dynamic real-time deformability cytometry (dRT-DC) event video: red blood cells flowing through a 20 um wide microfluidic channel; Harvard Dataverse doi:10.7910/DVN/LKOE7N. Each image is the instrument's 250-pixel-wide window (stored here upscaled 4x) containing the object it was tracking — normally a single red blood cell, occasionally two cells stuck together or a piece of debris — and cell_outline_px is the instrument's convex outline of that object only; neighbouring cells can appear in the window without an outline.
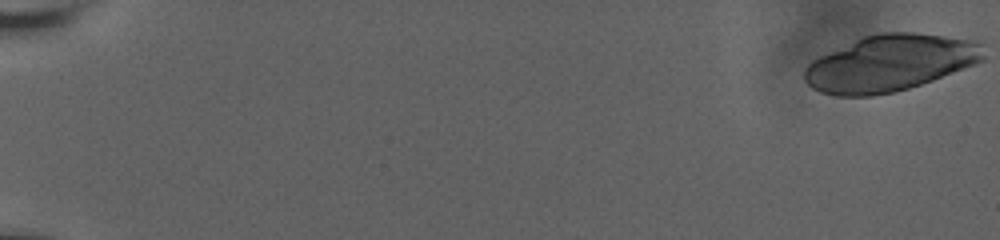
{"species": "human", "species_latin": "Homo sapiens", "temperature_condition": "room temperature", "stored_images_in_passage": 27, "camera_frame_rate_fps": 3000, "um_per_image_px": 0.085, "donor": {"sex": "male"}, "frame": {"image": 1, "passage_image": 1, "time_ms": 0.0, "image_size_px": [1000, 240], "cell_outline_px": [[984, 60], [932, 80], [908, 88], [892, 92], [872, 96], [836, 96], [820, 92], [812, 88], [804, 80], [804, 68], [812, 60], [820, 56], [864, 36], [880, 32], [916, 32], [984, 40]], "centroid_in_image_um": [75.69, 5.34], "position_along_channel_um": 9.3, "area_um2": 59.13}}
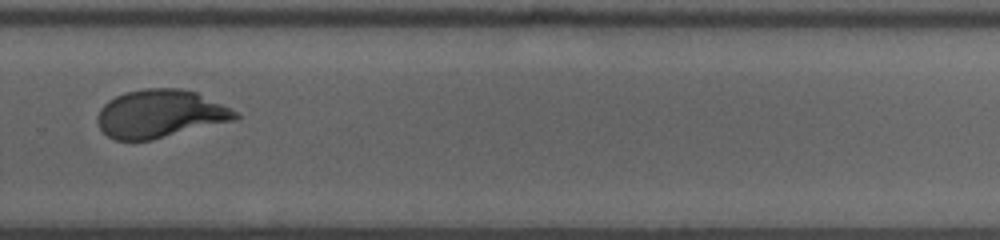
{"frame": {"image": 2, "passage_image": 21, "time_ms": 14.667, "image_size_px": [1000, 240], "cell_outline_px": [[240, 116], [236, 120], [152, 140], [116, 140], [108, 136], [100, 128], [96, 116], [100, 108], [108, 100], [124, 92], [144, 88], [180, 88], [196, 92], [236, 112]], "centroid_in_image_um": [13.58, 9.67], "position_along_channel_um": 316.2, "area_um2": 38.44}}
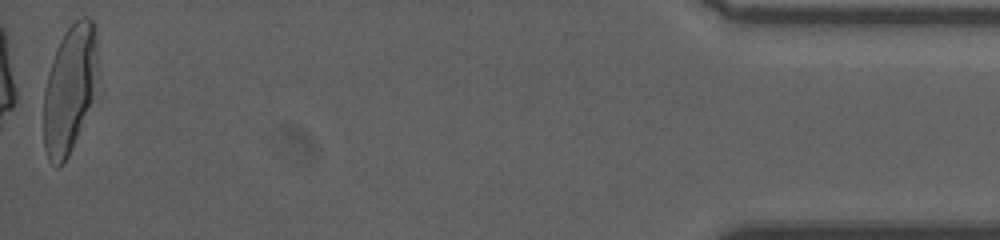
{"frame": {"image": 3, "passage_image": 27, "time_ms": 20.0, "image_size_px": [1000, 240], "cell_outline_px": [[96, 64], [92, 100], [68, 156], [56, 168], [48, 160], [44, 148], [44, 92], [48, 72], [56, 48], [64, 32], [76, 20], [84, 16], [88, 16], [96, 24]], "centroid_in_image_um": [5.89, 7.53], "position_along_channel_um": 429.3, "area_um2": 39.48}, "authors_computed_cell_mechanics": {"area_um2": 39.5352, "velocity_mm_per_s": 3.6194, "shape_relaxation_time_tau1_ms": 4.4134, "shape_relaxation_time_tau2_ms": null, "deformation_change_tau1": 0.2025, "deformation_change_tau2": null}}